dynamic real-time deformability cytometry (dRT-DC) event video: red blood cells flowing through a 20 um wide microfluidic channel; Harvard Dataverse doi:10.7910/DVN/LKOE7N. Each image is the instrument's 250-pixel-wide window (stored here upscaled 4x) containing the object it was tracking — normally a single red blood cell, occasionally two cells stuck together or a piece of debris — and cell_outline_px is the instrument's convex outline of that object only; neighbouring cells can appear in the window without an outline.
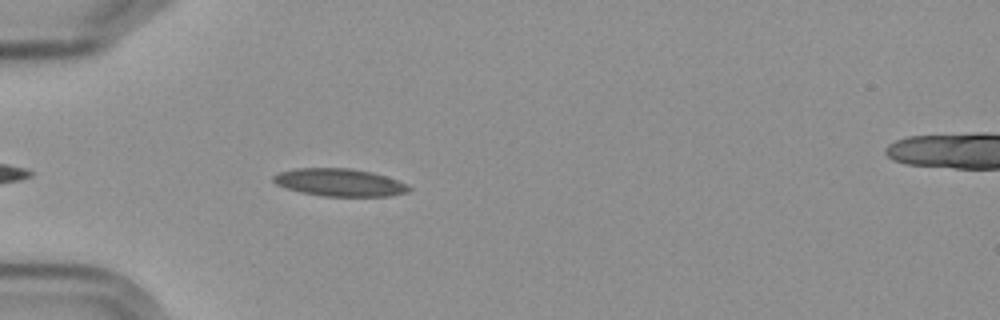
{"species": "Egyptian fruit bat (a non-hibernating species)", "species_latin": "Rousettus aegyptiacus", "temperature_condition": "cold", "stored_images_in_passage": 5, "camera_frame_rate_fps": 3000, "um_per_image_px": 0.085, "frame": {"image": 1, "passage_image": 5, "time_ms": 5.667, "image_size_px": [1000, 320], "cell_outline_px": [[412, 188], [408, 192], [388, 196], [324, 196], [300, 192], [276, 184], [272, 180], [272, 176], [280, 172], [296, 168], [352, 168], [372, 172], [408, 184]], "centroid_in_image_um": [28.87, 15.5], "position_along_channel_um": 56.1, "area_um2": 21.73}}